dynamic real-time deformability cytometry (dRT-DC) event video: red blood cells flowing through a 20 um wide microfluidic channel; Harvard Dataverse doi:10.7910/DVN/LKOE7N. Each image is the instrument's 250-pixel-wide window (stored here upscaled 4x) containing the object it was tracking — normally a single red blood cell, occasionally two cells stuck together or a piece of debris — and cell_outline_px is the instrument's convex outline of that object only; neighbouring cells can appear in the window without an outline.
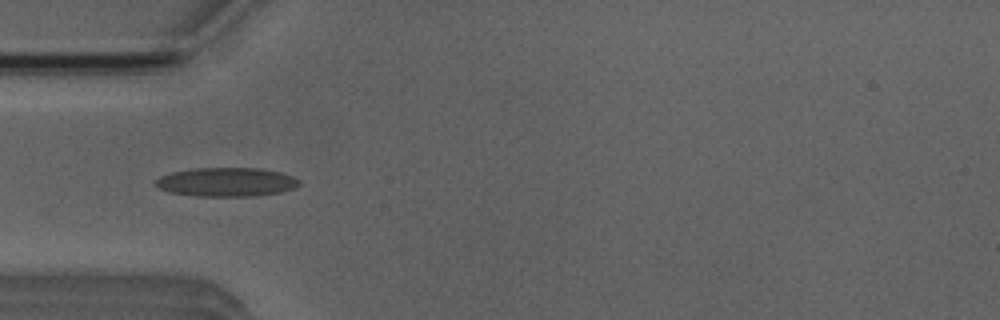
{"species": "Egyptian fruit bat (a non-hibernating species)", "species_latin": "Rousettus aegyptiacus", "temperature_condition": "room temperature", "stored_images_in_passage": 6, "camera_frame_rate_fps": 3000, "um_per_image_px": 0.085, "animal": {"sex": "male"}, "frame": {"image": 1, "passage_image": 4, "time_ms": 4.333, "image_size_px": [1000, 320], "cell_outline_px": [[300, 184], [292, 188], [280, 192], [256, 196], [192, 196], [168, 192], [152, 184], [152, 180], [160, 176], [172, 172], [192, 168], [260, 168], [280, 172], [292, 176], [300, 180]], "centroid_in_image_um": [19.18, 15.47], "position_along_channel_um": 65.8, "area_um2": 24.45}}
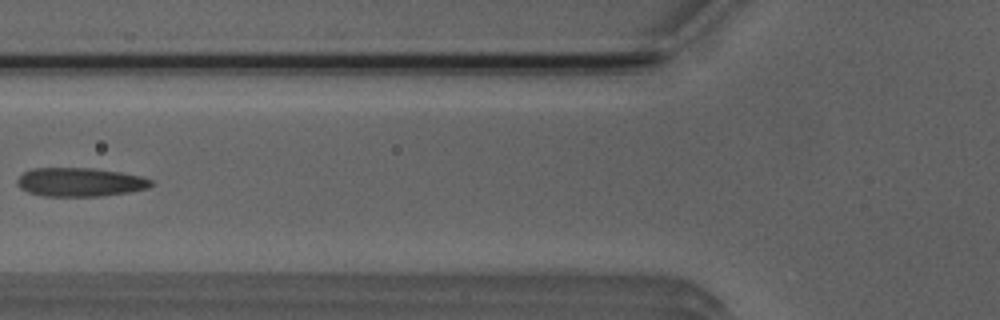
{"frame": {"image": 2, "passage_image": 5, "time_ms": 5.667, "image_size_px": [1000, 320], "cell_outline_px": [[156, 184], [148, 188], [128, 192], [100, 196], [44, 196], [28, 192], [20, 188], [16, 184], [16, 180], [24, 172], [32, 168], [92, 168], [120, 172], [140, 176], [152, 180]], "centroid_in_image_um": [6.8, 15.48], "position_along_channel_um": 119.0, "area_um2": 22.48}}